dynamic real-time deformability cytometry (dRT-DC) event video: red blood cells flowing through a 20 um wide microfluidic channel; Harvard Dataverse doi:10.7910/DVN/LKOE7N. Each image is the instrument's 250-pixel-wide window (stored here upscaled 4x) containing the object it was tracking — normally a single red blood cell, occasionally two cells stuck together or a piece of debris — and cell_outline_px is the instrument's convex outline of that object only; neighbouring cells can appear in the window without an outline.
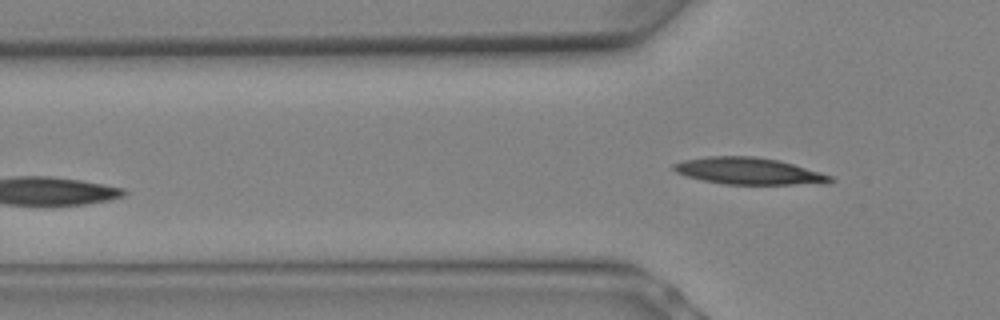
{"species": "Egyptian fruit bat (a non-hibernating species)", "species_latin": "Rousettus aegyptiacus", "temperature_condition": "warm", "stored_images_in_passage": 7, "segment_of_instrument_passage": [2, 2], "camera_frame_rate_fps": 3000, "um_per_image_px": 0.085, "animal": {"sex": "female"}, "frame": {"image": 1, "passage_image": 7, "time_ms": 2.0, "image_size_px": [1000, 320], "cell_outline_px": [[836, 180], [792, 184], [724, 184], [704, 180], [688, 176], [676, 172], [672, 168], [672, 164], [684, 160], [708, 156], [756, 156], [780, 160], [820, 172], [832, 176]], "centroid_in_image_um": [63.57, 14.52], "position_along_channel_um": 62.2, "area_um2": 23.99}}